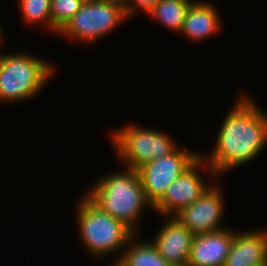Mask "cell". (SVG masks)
<instances>
[{
	"label": "cell",
	"instance_id": "obj_14",
	"mask_svg": "<svg viewBox=\"0 0 267 266\" xmlns=\"http://www.w3.org/2000/svg\"><path fill=\"white\" fill-rule=\"evenodd\" d=\"M134 237L135 234L128 241L121 257H118L124 266H172L158 253L153 243H135Z\"/></svg>",
	"mask_w": 267,
	"mask_h": 266
},
{
	"label": "cell",
	"instance_id": "obj_11",
	"mask_svg": "<svg viewBox=\"0 0 267 266\" xmlns=\"http://www.w3.org/2000/svg\"><path fill=\"white\" fill-rule=\"evenodd\" d=\"M234 232L223 228L194 235L187 266H224Z\"/></svg>",
	"mask_w": 267,
	"mask_h": 266
},
{
	"label": "cell",
	"instance_id": "obj_16",
	"mask_svg": "<svg viewBox=\"0 0 267 266\" xmlns=\"http://www.w3.org/2000/svg\"><path fill=\"white\" fill-rule=\"evenodd\" d=\"M22 17L28 24L42 23L52 32L51 0H19Z\"/></svg>",
	"mask_w": 267,
	"mask_h": 266
},
{
	"label": "cell",
	"instance_id": "obj_17",
	"mask_svg": "<svg viewBox=\"0 0 267 266\" xmlns=\"http://www.w3.org/2000/svg\"><path fill=\"white\" fill-rule=\"evenodd\" d=\"M82 5L81 0H51L52 32L58 33Z\"/></svg>",
	"mask_w": 267,
	"mask_h": 266
},
{
	"label": "cell",
	"instance_id": "obj_8",
	"mask_svg": "<svg viewBox=\"0 0 267 266\" xmlns=\"http://www.w3.org/2000/svg\"><path fill=\"white\" fill-rule=\"evenodd\" d=\"M215 185L210 187L192 204L184 207L174 217L194 235L215 232L223 229L221 220L224 214V200Z\"/></svg>",
	"mask_w": 267,
	"mask_h": 266
},
{
	"label": "cell",
	"instance_id": "obj_7",
	"mask_svg": "<svg viewBox=\"0 0 267 266\" xmlns=\"http://www.w3.org/2000/svg\"><path fill=\"white\" fill-rule=\"evenodd\" d=\"M177 147L164 157L151 160L137 169L147 200L154 206L166 193L168 187L202 155Z\"/></svg>",
	"mask_w": 267,
	"mask_h": 266
},
{
	"label": "cell",
	"instance_id": "obj_19",
	"mask_svg": "<svg viewBox=\"0 0 267 266\" xmlns=\"http://www.w3.org/2000/svg\"><path fill=\"white\" fill-rule=\"evenodd\" d=\"M103 1L119 4L120 6L124 7L126 11V5L128 4L129 0H103Z\"/></svg>",
	"mask_w": 267,
	"mask_h": 266
},
{
	"label": "cell",
	"instance_id": "obj_9",
	"mask_svg": "<svg viewBox=\"0 0 267 266\" xmlns=\"http://www.w3.org/2000/svg\"><path fill=\"white\" fill-rule=\"evenodd\" d=\"M204 165L208 164L200 157L170 184L164 196L153 206V210L165 217L175 216L184 207L195 202L210 187L198 173Z\"/></svg>",
	"mask_w": 267,
	"mask_h": 266
},
{
	"label": "cell",
	"instance_id": "obj_10",
	"mask_svg": "<svg viewBox=\"0 0 267 266\" xmlns=\"http://www.w3.org/2000/svg\"><path fill=\"white\" fill-rule=\"evenodd\" d=\"M166 218L152 243L172 266H187L194 234L174 216Z\"/></svg>",
	"mask_w": 267,
	"mask_h": 266
},
{
	"label": "cell",
	"instance_id": "obj_12",
	"mask_svg": "<svg viewBox=\"0 0 267 266\" xmlns=\"http://www.w3.org/2000/svg\"><path fill=\"white\" fill-rule=\"evenodd\" d=\"M224 266H267V231L234 232Z\"/></svg>",
	"mask_w": 267,
	"mask_h": 266
},
{
	"label": "cell",
	"instance_id": "obj_4",
	"mask_svg": "<svg viewBox=\"0 0 267 266\" xmlns=\"http://www.w3.org/2000/svg\"><path fill=\"white\" fill-rule=\"evenodd\" d=\"M50 63L26 53L0 54V102L34 97L53 76Z\"/></svg>",
	"mask_w": 267,
	"mask_h": 266
},
{
	"label": "cell",
	"instance_id": "obj_6",
	"mask_svg": "<svg viewBox=\"0 0 267 266\" xmlns=\"http://www.w3.org/2000/svg\"><path fill=\"white\" fill-rule=\"evenodd\" d=\"M127 18L125 8L119 4L103 0L83 3L81 9L57 34L91 44L112 32Z\"/></svg>",
	"mask_w": 267,
	"mask_h": 266
},
{
	"label": "cell",
	"instance_id": "obj_5",
	"mask_svg": "<svg viewBox=\"0 0 267 266\" xmlns=\"http://www.w3.org/2000/svg\"><path fill=\"white\" fill-rule=\"evenodd\" d=\"M110 138L121 161L126 164L124 168L134 170L151 160L169 155L178 146L176 141L159 130L132 124L113 131Z\"/></svg>",
	"mask_w": 267,
	"mask_h": 266
},
{
	"label": "cell",
	"instance_id": "obj_13",
	"mask_svg": "<svg viewBox=\"0 0 267 266\" xmlns=\"http://www.w3.org/2000/svg\"><path fill=\"white\" fill-rule=\"evenodd\" d=\"M219 23V13L213 3L192 0L179 33L191 40L201 41L216 34L221 27Z\"/></svg>",
	"mask_w": 267,
	"mask_h": 266
},
{
	"label": "cell",
	"instance_id": "obj_20",
	"mask_svg": "<svg viewBox=\"0 0 267 266\" xmlns=\"http://www.w3.org/2000/svg\"><path fill=\"white\" fill-rule=\"evenodd\" d=\"M114 263L115 264L113 266H124L120 259L116 260V262H114Z\"/></svg>",
	"mask_w": 267,
	"mask_h": 266
},
{
	"label": "cell",
	"instance_id": "obj_22",
	"mask_svg": "<svg viewBox=\"0 0 267 266\" xmlns=\"http://www.w3.org/2000/svg\"><path fill=\"white\" fill-rule=\"evenodd\" d=\"M3 34H2V30H1V28H0V44H1V41L3 40Z\"/></svg>",
	"mask_w": 267,
	"mask_h": 266
},
{
	"label": "cell",
	"instance_id": "obj_3",
	"mask_svg": "<svg viewBox=\"0 0 267 266\" xmlns=\"http://www.w3.org/2000/svg\"><path fill=\"white\" fill-rule=\"evenodd\" d=\"M76 217L82 244L94 256H107L126 247L134 233L97 206L87 195L79 201Z\"/></svg>",
	"mask_w": 267,
	"mask_h": 266
},
{
	"label": "cell",
	"instance_id": "obj_18",
	"mask_svg": "<svg viewBox=\"0 0 267 266\" xmlns=\"http://www.w3.org/2000/svg\"><path fill=\"white\" fill-rule=\"evenodd\" d=\"M158 0H129L126 5V14L129 16L135 15L139 9L148 13Z\"/></svg>",
	"mask_w": 267,
	"mask_h": 266
},
{
	"label": "cell",
	"instance_id": "obj_21",
	"mask_svg": "<svg viewBox=\"0 0 267 266\" xmlns=\"http://www.w3.org/2000/svg\"><path fill=\"white\" fill-rule=\"evenodd\" d=\"M83 3H91V2H96L99 0H81Z\"/></svg>",
	"mask_w": 267,
	"mask_h": 266
},
{
	"label": "cell",
	"instance_id": "obj_2",
	"mask_svg": "<svg viewBox=\"0 0 267 266\" xmlns=\"http://www.w3.org/2000/svg\"><path fill=\"white\" fill-rule=\"evenodd\" d=\"M87 196L103 211L121 221L134 234L144 208L153 205L147 200L137 170L126 167L96 182Z\"/></svg>",
	"mask_w": 267,
	"mask_h": 266
},
{
	"label": "cell",
	"instance_id": "obj_15",
	"mask_svg": "<svg viewBox=\"0 0 267 266\" xmlns=\"http://www.w3.org/2000/svg\"><path fill=\"white\" fill-rule=\"evenodd\" d=\"M192 0H158L148 12L166 29L180 32Z\"/></svg>",
	"mask_w": 267,
	"mask_h": 266
},
{
	"label": "cell",
	"instance_id": "obj_1",
	"mask_svg": "<svg viewBox=\"0 0 267 266\" xmlns=\"http://www.w3.org/2000/svg\"><path fill=\"white\" fill-rule=\"evenodd\" d=\"M243 95L227 114L217 134L216 145L206 159L213 176L229 172L255 158L267 145V114ZM208 160V161H207Z\"/></svg>",
	"mask_w": 267,
	"mask_h": 266
}]
</instances>
